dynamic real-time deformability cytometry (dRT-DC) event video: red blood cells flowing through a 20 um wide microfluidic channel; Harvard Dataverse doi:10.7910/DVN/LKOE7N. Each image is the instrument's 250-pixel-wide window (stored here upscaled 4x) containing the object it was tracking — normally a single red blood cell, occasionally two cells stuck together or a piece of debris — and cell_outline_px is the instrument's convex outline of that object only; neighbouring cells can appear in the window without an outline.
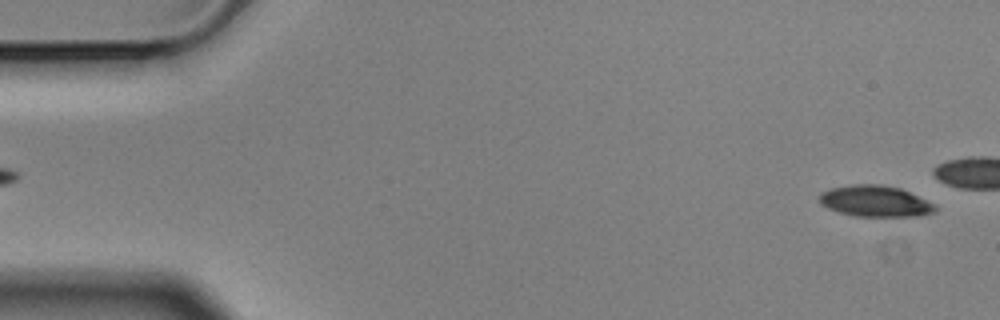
{"species": "Egyptian fruit bat (a non-hibernating species)", "species_latin": "Rousettus aegyptiacus", "temperature_condition": "cold", "stored_images_in_passage": 4, "segment_of_instrument_passage": [2, 2], "camera_frame_rate_fps": 3000, "um_per_image_px": 0.085, "animal": {"sex": "male"}, "frame": {"image": 1, "passage_image": 4, "time_ms": 1.0, "image_size_px": [1000, 320], "cell_outline_px": [[936, 208], [932, 212], [920, 216], [856, 216], [840, 212], [828, 208], [820, 204], [820, 192], [832, 188], [848, 184], [880, 184], [900, 188], [932, 204]], "centroid_in_image_um": [74.32, 17.09], "position_along_channel_um": 10.7, "area_um2": 20.69}}